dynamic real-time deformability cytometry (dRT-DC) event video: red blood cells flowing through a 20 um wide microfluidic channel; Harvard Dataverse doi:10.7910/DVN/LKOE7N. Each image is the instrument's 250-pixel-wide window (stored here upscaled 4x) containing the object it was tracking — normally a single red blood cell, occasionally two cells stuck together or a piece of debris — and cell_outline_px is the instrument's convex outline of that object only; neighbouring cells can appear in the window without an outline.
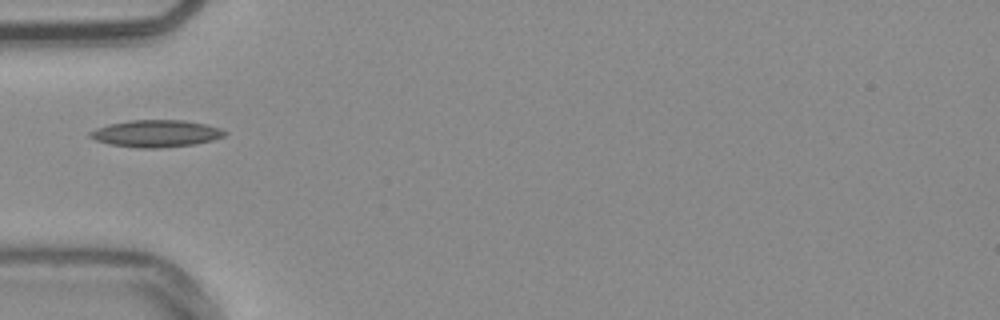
{"species": "common noctule bat (a hibernating species)", "species_latin": "Nyctalus noctula", "temperature_condition": "warm", "stored_images_in_passage": 4, "camera_frame_rate_fps": 3000, "um_per_image_px": 0.085, "animal": {"sex": "male", "body_mass_g": 20.4}, "frame": {"image": 1, "passage_image": 1, "time_ms": 0.0, "image_size_px": [1000, 320], "cell_outline_px": [[228, 132], [224, 136], [212, 140], [196, 144], [160, 148], [136, 148], [108, 144], [96, 140], [88, 136], [88, 132], [96, 128], [108, 124], [128, 120], [184, 120], [208, 124], [220, 128]], "centroid_in_image_um": [13.26, 11.35], "position_along_channel_um": 71.7, "area_um2": 21.5}}